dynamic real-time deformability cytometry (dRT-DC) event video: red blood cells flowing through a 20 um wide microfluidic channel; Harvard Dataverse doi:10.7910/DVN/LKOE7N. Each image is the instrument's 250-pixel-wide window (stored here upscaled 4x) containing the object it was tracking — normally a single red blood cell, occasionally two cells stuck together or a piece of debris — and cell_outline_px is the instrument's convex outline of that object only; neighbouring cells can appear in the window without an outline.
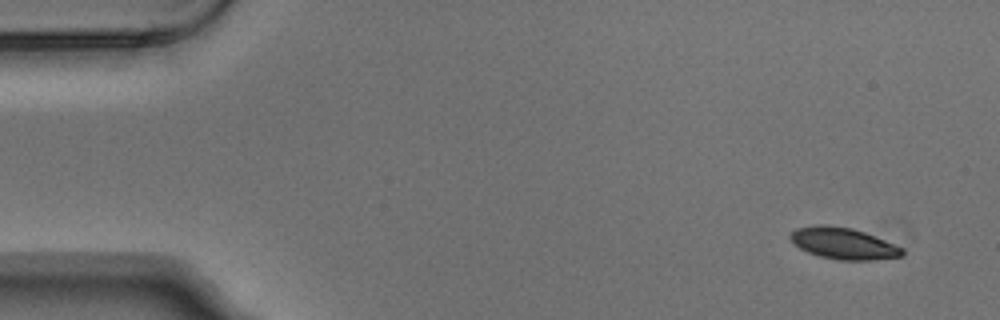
{"species": "Egyptian fruit bat (a non-hibernating species)", "species_latin": "Rousettus aegyptiacus", "temperature_condition": "warm", "stored_images_in_passage": 7, "camera_frame_rate_fps": 3000, "um_per_image_px": 0.085, "animal": {"sex": "male"}, "frame": {"image": 1, "passage_image": 1, "time_ms": 0.0, "image_size_px": [1000, 320], "cell_outline_px": [[904, 256], [872, 260], [840, 260], [820, 256], [808, 252], [800, 248], [788, 236], [796, 228], [816, 224], [828, 224], [852, 228], [864, 232], [904, 248]], "centroid_in_image_um": [71.69, 20.68], "position_along_channel_um": 13.3, "area_um2": 20.52}}
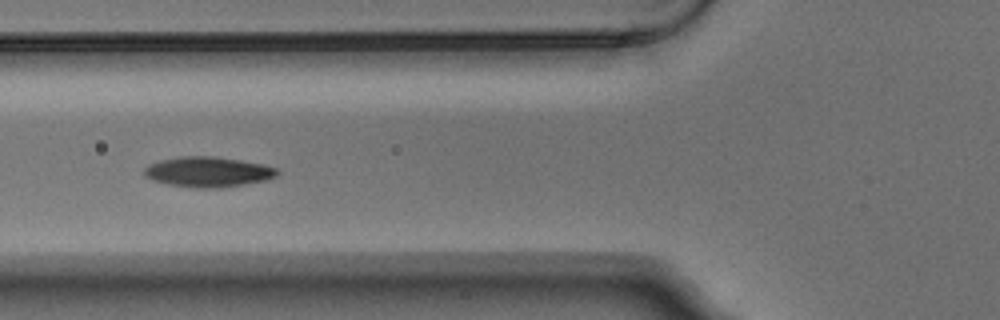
{"frame": {"image": 2, "passage_image": 6, "time_ms": 1.667, "image_size_px": [1000, 320], "cell_outline_px": [[280, 172], [276, 176], [268, 180], [220, 188], [192, 188], [168, 184], [152, 180], [144, 176], [144, 168], [148, 164], [160, 160], [180, 156], [216, 156], [264, 164], [276, 168]], "centroid_in_image_um": [17.68, 14.61], "position_along_channel_um": 108.1, "area_um2": 23.7}}
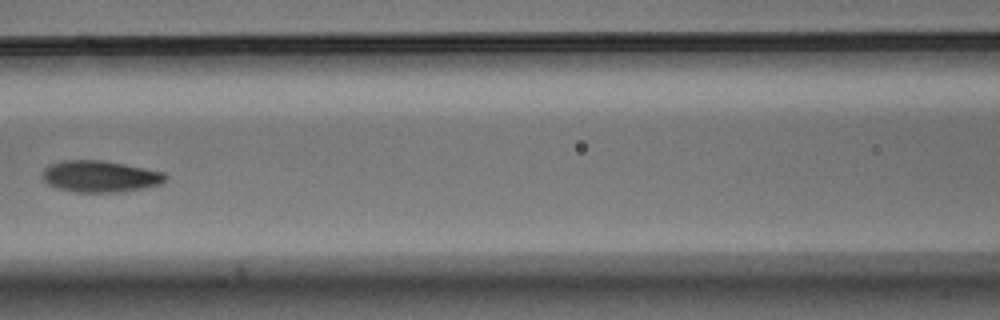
{"frame": {"image": 3, "passage_image": 7, "time_ms": 2.0, "image_size_px": [1000, 320], "cell_outline_px": [[168, 176], [160, 184], [144, 188], [120, 192], [76, 192], [56, 188], [48, 184], [44, 180], [44, 168], [48, 164], [60, 160], [100, 160], [124, 164], [164, 172]], "centroid_in_image_um": [8.49, 14.99], "position_along_channel_um": 158.1, "area_um2": 22.6}}